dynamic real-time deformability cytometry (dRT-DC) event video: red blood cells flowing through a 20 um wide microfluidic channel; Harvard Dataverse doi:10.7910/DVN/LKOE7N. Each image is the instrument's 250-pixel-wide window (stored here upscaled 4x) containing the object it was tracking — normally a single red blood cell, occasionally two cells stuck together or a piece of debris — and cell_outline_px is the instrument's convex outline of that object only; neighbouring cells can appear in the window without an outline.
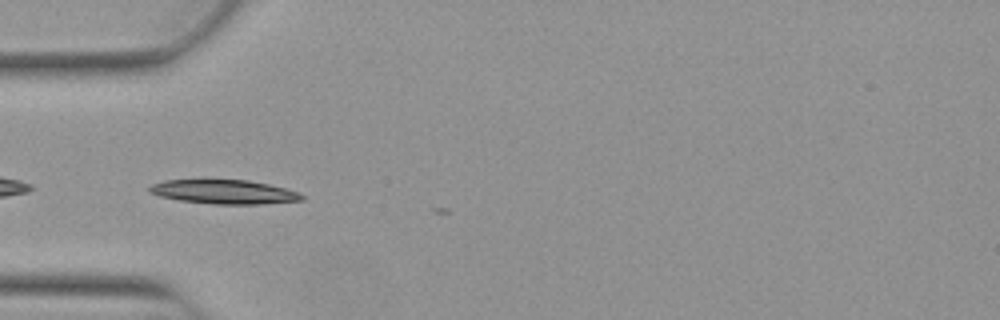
{"species": "Egyptian fruit bat (a non-hibernating species)", "species_latin": "Rousettus aegyptiacus", "temperature_condition": "warm", "stored_images_in_passage": 2, "camera_frame_rate_fps": 3000, "um_per_image_px": 0.085, "animal": {"sex": "female"}, "frame": {"image": 1, "passage_image": 1, "time_ms": 0.0, "image_size_px": [1000, 320], "cell_outline_px": [[304, 200], [264, 204], [212, 204], [180, 200], [160, 196], [148, 192], [148, 188], [152, 184], [164, 180], [248, 180], [268, 184], [300, 192], [304, 196]], "centroid_in_image_um": [19.06, 16.31], "position_along_channel_um": 65.9, "area_um2": 21.39}}